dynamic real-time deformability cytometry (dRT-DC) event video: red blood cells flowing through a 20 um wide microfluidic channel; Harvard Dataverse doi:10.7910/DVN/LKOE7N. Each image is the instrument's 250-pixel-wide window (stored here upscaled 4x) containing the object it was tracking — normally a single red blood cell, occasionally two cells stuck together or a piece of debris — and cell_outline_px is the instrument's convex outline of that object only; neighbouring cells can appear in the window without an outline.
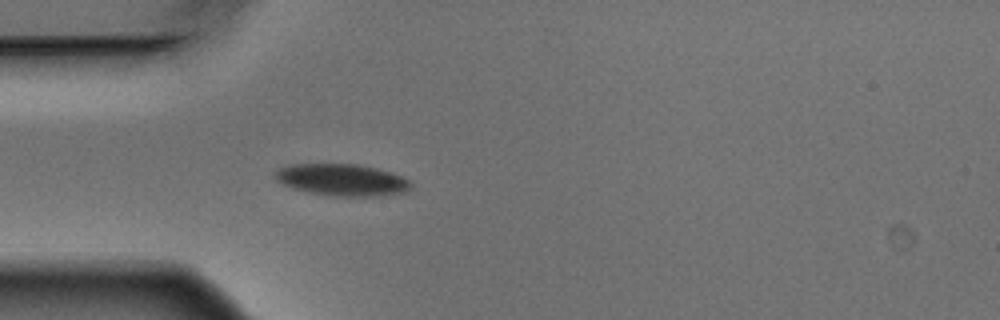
{"species": "Egyptian fruit bat (a non-hibernating species)", "species_latin": "Rousettus aegyptiacus", "temperature_condition": "warm", "stored_images_in_passage": 3, "camera_frame_rate_fps": 3000, "um_per_image_px": 0.085, "animal": {"sex": "male"}, "frame": {"image": 1, "passage_image": 3, "time_ms": 0.667, "image_size_px": [1000, 320], "cell_outline_px": [[412, 184], [404, 192], [372, 196], [332, 196], [292, 188], [276, 180], [276, 172], [280, 168], [292, 164], [356, 164], [376, 168], [400, 176], [408, 180]], "centroid_in_image_um": [29.05, 15.28], "position_along_channel_um": 56.0, "area_um2": 24.62}}